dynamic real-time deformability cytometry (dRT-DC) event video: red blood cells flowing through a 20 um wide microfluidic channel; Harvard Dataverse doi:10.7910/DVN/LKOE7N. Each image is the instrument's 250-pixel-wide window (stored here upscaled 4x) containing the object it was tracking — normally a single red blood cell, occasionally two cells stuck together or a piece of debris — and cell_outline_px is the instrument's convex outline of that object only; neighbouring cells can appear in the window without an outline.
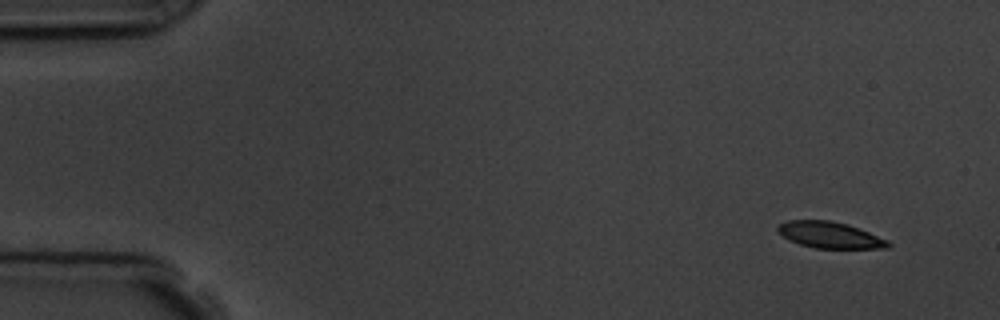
{"species": "common noctule bat (a hibernating species)", "species_latin": "Nyctalus noctula", "temperature_condition": "room temperature", "stored_images_in_passage": 4, "camera_frame_rate_fps": 3000, "um_per_image_px": 0.085, "animal": {"sex": "male", "body_mass_g": 19.5, "forearm_length_mm": 54.6}, "frame": {"image": 1, "passage_image": 1, "time_ms": 0.0, "image_size_px": [1000, 320], "cell_outline_px": [[892, 244], [888, 248], [816, 248], [800, 244], [788, 240], [776, 228], [780, 224], [788, 220], [828, 220], [848, 224], [888, 240]], "centroid_in_image_um": [70.55, 19.97], "position_along_channel_um": 14.4, "area_um2": 16.76}}
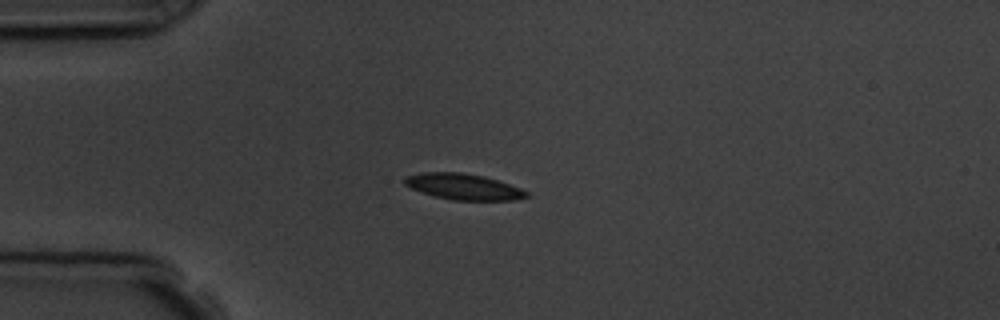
{"frame": {"image": 2, "passage_image": 3, "time_ms": 3.333, "image_size_px": [1000, 320], "cell_outline_px": [[532, 196], [512, 200], [452, 200], [436, 196], [412, 188], [404, 184], [404, 176], [420, 172], [460, 172], [484, 176], [520, 188], [528, 192]], "centroid_in_image_um": [39.4, 15.86], "position_along_channel_um": 45.6, "area_um2": 18.32}}